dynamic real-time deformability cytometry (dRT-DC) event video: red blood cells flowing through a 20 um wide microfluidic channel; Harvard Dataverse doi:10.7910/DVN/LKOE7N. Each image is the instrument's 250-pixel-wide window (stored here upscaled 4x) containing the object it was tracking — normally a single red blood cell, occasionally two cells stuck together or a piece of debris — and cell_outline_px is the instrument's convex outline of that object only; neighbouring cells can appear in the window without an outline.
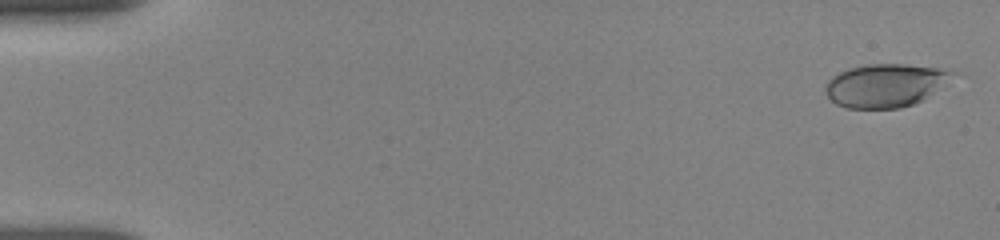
{"species": "human", "species_latin": "Homo sapiens", "temperature_condition": "room temperature", "stored_images_in_passage": 35, "camera_frame_rate_fps": 3000, "um_per_image_px": 0.085, "donor": {"sex": "female"}, "frame": {"image": 1, "passage_image": 1, "time_ms": 0.0, "image_size_px": [1000, 240], "cell_outline_px": [[960, 72], [924, 100], [900, 108], [848, 108], [836, 104], [828, 96], [824, 88], [828, 80], [832, 76], [848, 68], [864, 64], [908, 64], [936, 68]], "centroid_in_image_um": [75.27, 7.25], "position_along_channel_um": 9.7, "area_um2": 32.14}}
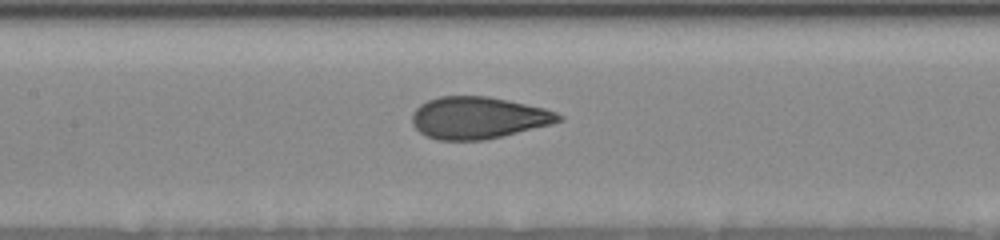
{"frame": {"image": 2, "passage_image": 18, "time_ms": 8.0, "image_size_px": [1000, 240], "cell_outline_px": [[564, 120], [552, 124], [504, 136], [484, 140], [436, 140], [420, 132], [412, 124], [412, 112], [420, 104], [428, 100], [440, 96], [488, 96], [508, 100], [544, 108], [556, 112], [564, 116]], "centroid_in_image_um": [40.66, 10.01], "position_along_channel_um": 166.7, "area_um2": 36.01}}
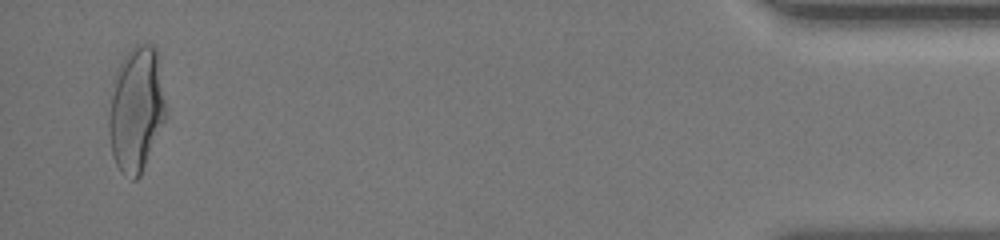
{"frame": {"image": 3, "passage_image": 35, "time_ms": 16.667, "image_size_px": [1000, 240], "cell_outline_px": [[164, 120], [140, 176], [136, 180], [132, 180], [124, 176], [120, 172], [116, 164], [112, 152], [108, 124], [112, 76], [116, 68], [124, 56], [136, 44], [148, 44], [156, 48], [164, 104]], "centroid_in_image_um": [11.52, 9.3], "position_along_channel_um": 423.7, "area_um2": 40.98}, "authors_computed_cell_mechanics": {"area_um2": 36.1828, "velocity_mm_per_s": 3.8274, "shape_relaxation_time_tau1_ms": 4.5447, "shape_relaxation_time_tau2_ms": 0.7316, "deformation_change_tau1": 0.1634, "deformation_change_tau2": 0.076}}